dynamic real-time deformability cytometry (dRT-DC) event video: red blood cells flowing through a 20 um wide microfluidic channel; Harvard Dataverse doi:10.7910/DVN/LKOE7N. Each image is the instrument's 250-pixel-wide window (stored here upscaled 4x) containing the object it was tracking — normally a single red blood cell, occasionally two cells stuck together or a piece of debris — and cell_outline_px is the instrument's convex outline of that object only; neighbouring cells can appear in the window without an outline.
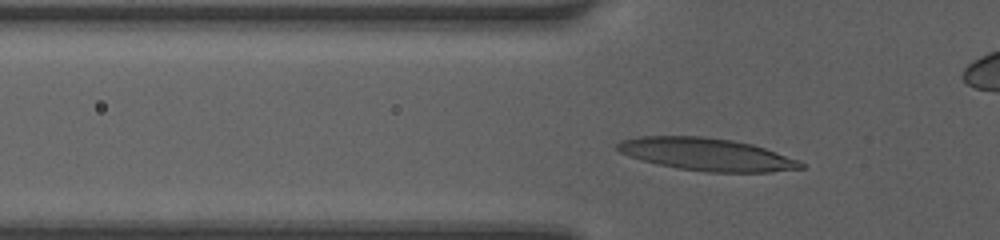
{"species": "human", "species_latin": "Homo sapiens", "temperature_condition": "room temperature", "stored_images_in_passage": 41, "camera_frame_rate_fps": 3000, "um_per_image_px": 0.085, "donor": {"sex": "female"}, "frame": {"image": 1, "passage_image": 8, "time_ms": 2.333, "image_size_px": [1000, 240], "cell_outline_px": [[804, 168], [772, 172], [704, 172], [676, 168], [656, 164], [628, 156], [620, 152], [616, 148], [616, 144], [620, 140], [640, 136], [704, 136], [732, 140], [752, 144], [800, 160], [804, 164]], "centroid_in_image_um": [60.05, 13.12], "position_along_channel_um": 65.8, "area_um2": 35.03}}
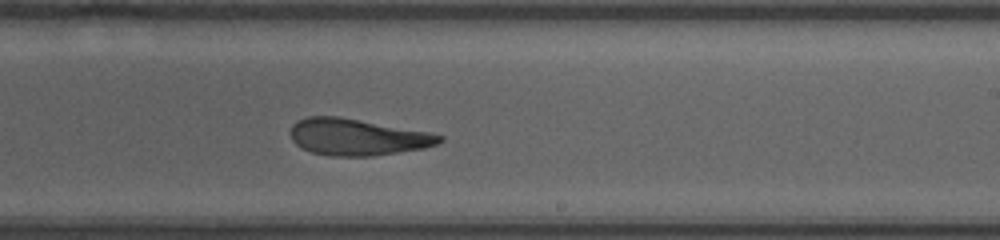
{"frame": {"image": 2, "passage_image": 22, "time_ms": 7.0, "image_size_px": [1000, 240], "cell_outline_px": [[444, 140], [436, 144], [424, 148], [372, 156], [328, 156], [312, 152], [300, 148], [292, 140], [292, 124], [296, 120], [308, 116], [340, 116], [428, 132], [444, 136]], "centroid_in_image_um": [30.35, 11.64], "position_along_channel_um": 258.7, "area_um2": 31.79}}
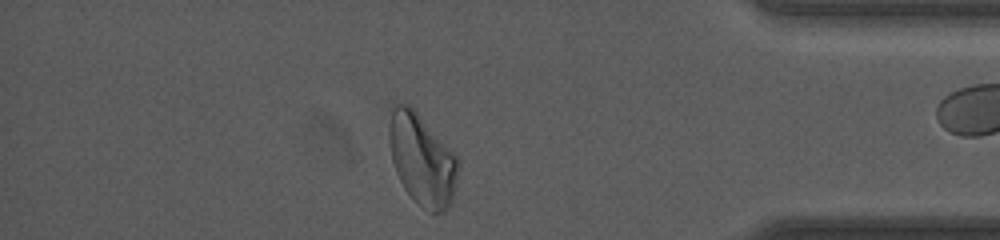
{"frame": {"image": 3, "passage_image": 34, "time_ms": 11.0, "image_size_px": [1000, 240], "cell_outline_px": [[460, 168], [456, 188], [452, 204], [444, 212], [432, 212], [416, 204], [404, 188], [396, 172], [392, 160], [388, 140], [388, 128], [392, 100], [396, 100], [408, 104], [416, 112], [460, 160]], "centroid_in_image_um": [35.86, 13.56], "position_along_channel_um": 399.3, "area_um2": 37.28}, "authors_computed_cell_mechanics": {"area_um2": 32.5414, "velocity_mm_per_s": 4.1923, "shape_relaxation_time_tau1_ms": 6.2963, "shape_relaxation_time_tau2_ms": 2.3139, "deformation_change_tau1": 0.1982, "deformation_change_tau2": 0.1083}}